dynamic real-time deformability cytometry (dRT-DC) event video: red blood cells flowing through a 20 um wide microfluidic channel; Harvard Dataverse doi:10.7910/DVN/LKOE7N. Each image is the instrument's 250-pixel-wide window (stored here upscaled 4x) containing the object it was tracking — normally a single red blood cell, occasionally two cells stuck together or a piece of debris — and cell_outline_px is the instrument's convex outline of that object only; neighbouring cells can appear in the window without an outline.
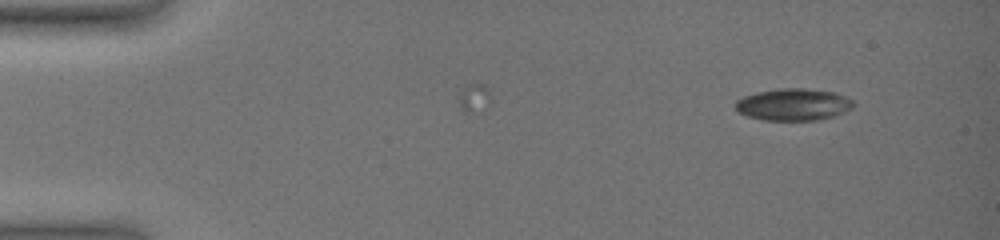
{"species": "common noctule bat (a hibernating species)", "species_latin": "Nyctalus noctula", "temperature_condition": "warm", "stored_images_in_passage": 5, "camera_frame_rate_fps": 3000, "um_per_image_px": 0.085, "animal": {"sex": "female", "body_mass_g": 19.0, "forearm_length_mm": 51.5}, "frame": {"image": 1, "passage_image": 5, "time_ms": 3.333, "image_size_px": [1000, 240], "cell_outline_px": [[852, 108], [836, 116], [816, 120], [764, 120], [748, 116], [740, 112], [736, 108], [736, 100], [744, 96], [756, 92], [780, 88], [804, 88], [836, 92], [848, 96], [852, 100]], "centroid_in_image_um": [67.47, 8.87], "position_along_channel_um": 17.5, "area_um2": 22.02}}